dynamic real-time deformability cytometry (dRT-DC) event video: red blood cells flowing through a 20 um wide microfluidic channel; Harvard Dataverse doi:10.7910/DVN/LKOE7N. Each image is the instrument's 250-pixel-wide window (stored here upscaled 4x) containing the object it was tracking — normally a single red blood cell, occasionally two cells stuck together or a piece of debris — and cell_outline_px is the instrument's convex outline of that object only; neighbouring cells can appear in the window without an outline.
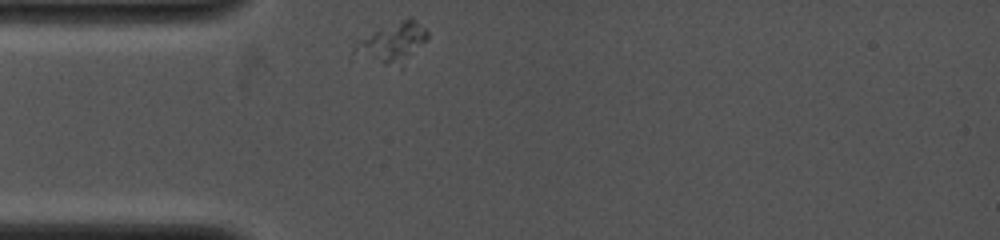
{"species": "common noctule bat (a hibernating species)", "species_latin": "Nyctalus noctula", "temperature_condition": "cold", "stored_images_in_passage": 26, "camera_frame_rate_fps": 4000, "um_per_image_px": 0.085, "animal": {"sex": "female", "body_mass_g": 19.0, "forearm_length_mm": 53.3}, "frame": {"image": 1, "passage_image": 1, "time_ms": 0.0, "image_size_px": [1000, 240], "cell_outline_px": [[428, 36], [404, 68], [384, 64], [352, 52], [352, 48], [360, 40], [380, 28], [408, 16], [412, 16], [428, 32]], "centroid_in_image_um": [33.43, 3.63], "position_along_channel_um": 51.6, "area_um2": 16.82}}
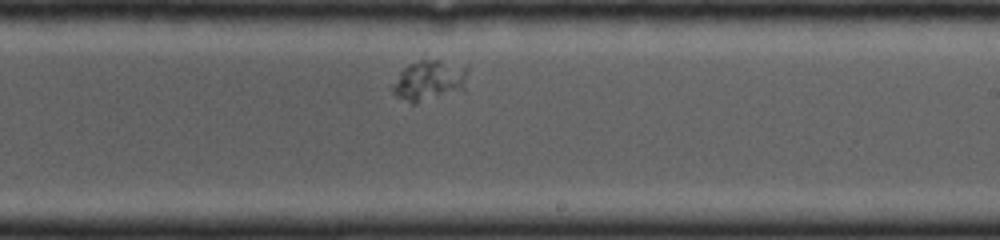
{"frame": {"image": 2, "passage_image": 15, "time_ms": 5.25, "image_size_px": [1000, 240], "cell_outline_px": [[468, 72], [464, 92], [416, 104], [412, 104], [396, 96], [392, 92], [392, 88], [400, 72], [408, 64], [424, 52], [468, 68]], "centroid_in_image_um": [36.53, 6.77], "position_along_channel_um": 252.5, "area_um2": 19.31}}
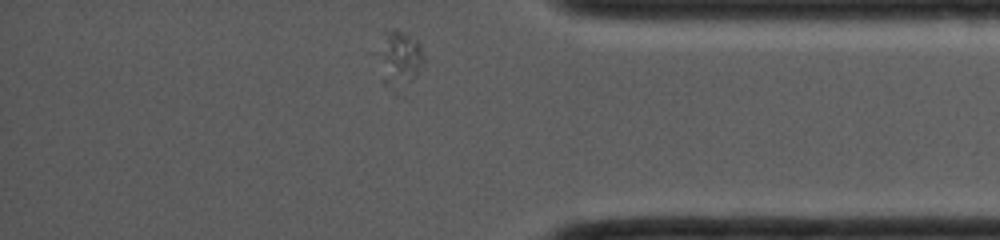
{"frame": {"image": 3, "passage_image": 26, "time_ms": 9.0, "image_size_px": [1000, 240], "cell_outline_px": [[424, 60], [412, 80], [396, 72], [384, 56], [388, 32], [408, 32], [420, 40], [424, 56]], "centroid_in_image_um": [34.36, 4.54], "position_along_channel_um": 400.8, "area_um2": 10.0}}